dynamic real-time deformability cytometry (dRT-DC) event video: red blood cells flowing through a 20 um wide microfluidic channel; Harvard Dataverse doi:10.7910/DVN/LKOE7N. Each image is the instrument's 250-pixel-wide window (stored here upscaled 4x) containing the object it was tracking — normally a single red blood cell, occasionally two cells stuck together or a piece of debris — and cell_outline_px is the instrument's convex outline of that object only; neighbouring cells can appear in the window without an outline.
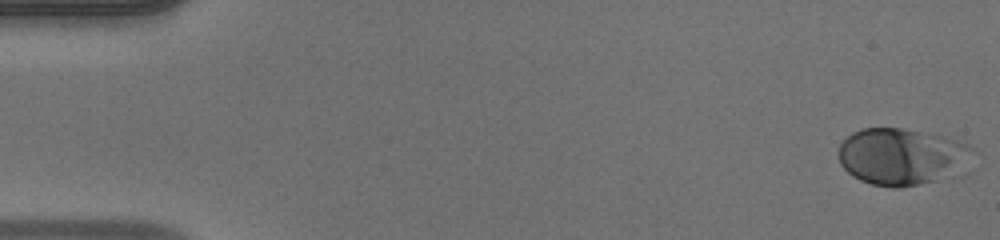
{"species": "human", "species_latin": "Homo sapiens", "temperature_condition": "warm", "stored_images_in_passage": 49, "camera_frame_rate_fps": 3000, "um_per_image_px": 0.085, "donor": {"sex": "male"}, "frame": {"image": 1, "passage_image": 1, "time_ms": 0.0, "image_size_px": [1000, 240], "cell_outline_px": [[976, 152], [936, 180], [920, 184], [900, 188], [892, 188], [872, 184], [860, 180], [852, 176], [840, 164], [840, 144], [852, 132], [860, 128], [900, 128], [944, 136], [968, 144]], "centroid_in_image_um": [76.53, 13.28], "position_along_channel_um": 8.5, "area_um2": 43.18}}
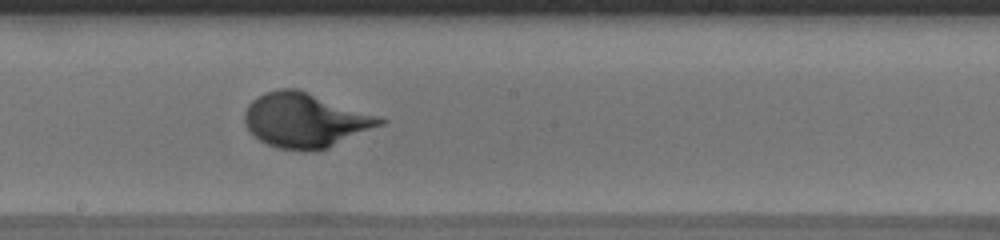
{"frame": {"image": 2, "passage_image": 27, "time_ms": 8.667, "image_size_px": [1000, 240], "cell_outline_px": [[388, 120], [384, 124], [328, 148], [276, 148], [260, 140], [244, 124], [244, 112], [248, 104], [252, 100], [264, 92], [280, 88], [296, 88], [380, 116]], "centroid_in_image_um": [25.95, 10.18], "position_along_channel_um": 222.2, "area_um2": 42.37}}
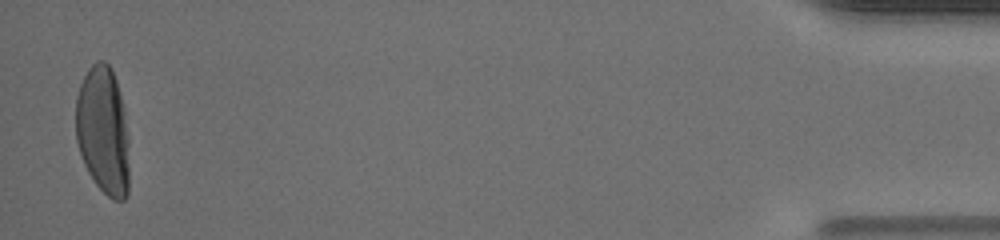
{"frame": {"image": 3, "passage_image": 48, "time_ms": 15.667, "image_size_px": [1000, 240], "cell_outline_px": [[128, 196], [124, 200], [112, 200], [96, 184], [88, 172], [84, 164], [76, 140], [76, 96], [80, 84], [88, 68], [96, 60], [104, 60], [112, 68], [116, 80], [124, 108], [128, 140]], "centroid_in_image_um": [8.76, 11.09], "position_along_channel_um": 426.4, "area_um2": 40.17}}